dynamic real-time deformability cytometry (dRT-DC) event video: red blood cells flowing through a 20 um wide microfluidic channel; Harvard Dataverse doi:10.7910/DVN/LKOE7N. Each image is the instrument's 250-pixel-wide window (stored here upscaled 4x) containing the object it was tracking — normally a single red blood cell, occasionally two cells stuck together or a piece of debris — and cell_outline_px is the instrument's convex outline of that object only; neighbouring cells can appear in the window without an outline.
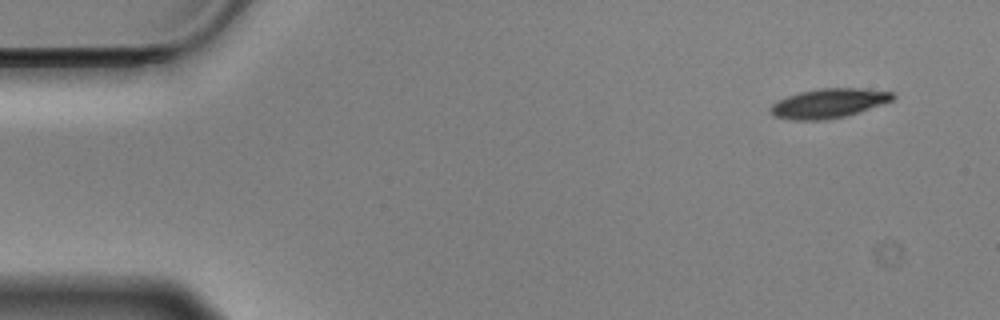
{"species": "Egyptian fruit bat (a non-hibernating species)", "species_latin": "Rousettus aegyptiacus", "temperature_condition": "cold", "stored_images_in_passage": 23, "camera_frame_rate_fps": 3000, "um_per_image_px": 0.085, "animal": {"sex": "male"}, "frame": {"image": 1, "passage_image": 1, "time_ms": 0.0, "image_size_px": [1000, 320], "cell_outline_px": [[896, 96], [892, 100], [844, 116], [824, 120], [792, 120], [776, 116], [768, 108], [772, 104], [788, 96], [800, 92], [820, 88], [860, 88], [892, 92]], "centroid_in_image_um": [70.41, 8.77], "position_along_channel_um": 14.6, "area_um2": 20.46}}
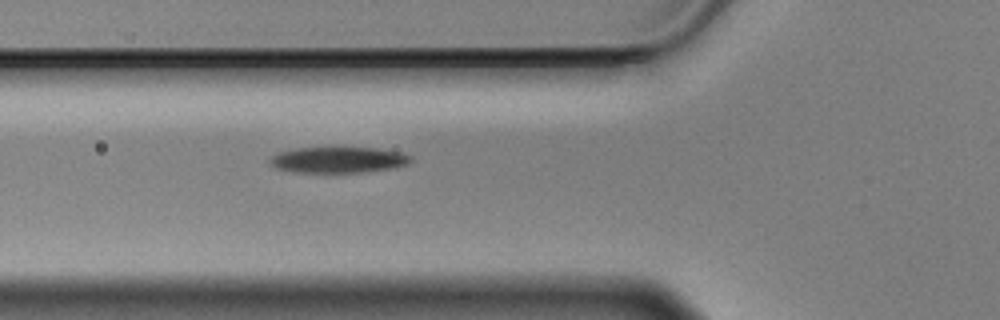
{"frame": {"image": 2, "passage_image": 17, "time_ms": 5.333, "image_size_px": [1000, 320], "cell_outline_px": [[412, 160], [408, 164], [392, 168], [364, 172], [292, 172], [276, 168], [268, 164], [268, 160], [272, 156], [280, 152], [296, 148], [340, 144], [376, 148], [404, 152], [412, 156]], "centroid_in_image_um": [28.76, 13.53], "position_along_channel_um": 97.0, "area_um2": 22.54}}
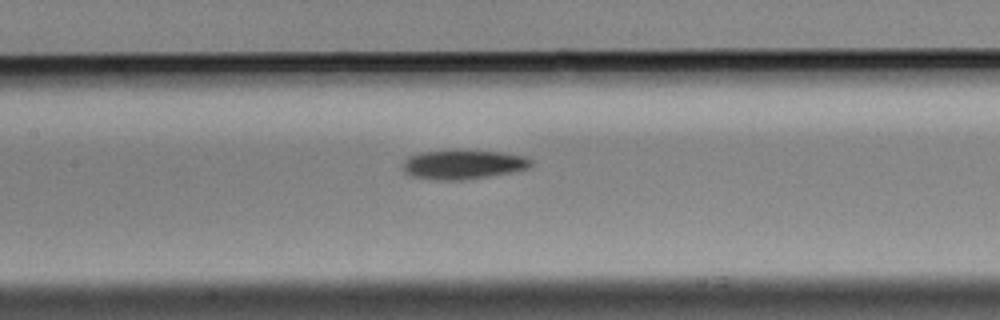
{"frame": {"image": 3, "passage_image": 23, "time_ms": 7.333, "image_size_px": [1000, 320], "cell_outline_px": [[532, 164], [528, 168], [508, 172], [464, 180], [436, 180], [412, 176], [404, 172], [400, 168], [400, 164], [408, 156], [420, 152], [452, 148], [460, 148], [500, 152], [524, 156], [532, 160]], "centroid_in_image_um": [39.26, 13.94], "position_along_channel_um": 168.1, "area_um2": 22.54}}